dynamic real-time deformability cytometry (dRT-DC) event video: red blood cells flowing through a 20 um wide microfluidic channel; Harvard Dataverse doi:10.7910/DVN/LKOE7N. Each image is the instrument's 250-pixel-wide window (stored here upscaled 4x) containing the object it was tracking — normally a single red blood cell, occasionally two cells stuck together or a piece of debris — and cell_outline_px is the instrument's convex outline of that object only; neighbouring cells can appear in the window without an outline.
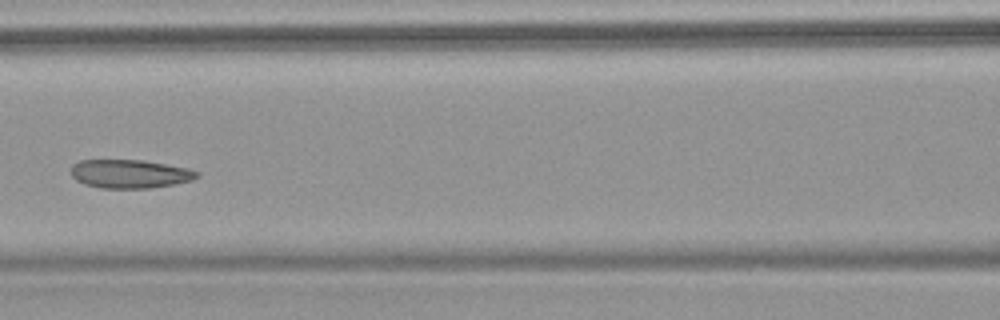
{"species": "common noctule bat (a hibernating species)", "species_latin": "Nyctalus noctula", "temperature_condition": "warm", "stored_images_in_passage": 6, "camera_frame_rate_fps": 3000, "um_per_image_px": 0.085, "animal": {"sex": "female", "body_mass_g": 18.4}, "frame": {"image": 1, "passage_image": 6, "time_ms": 6.667, "image_size_px": [1000, 320], "cell_outline_px": [[200, 176], [192, 180], [172, 184], [148, 188], [100, 188], [84, 184], [76, 180], [72, 176], [72, 164], [80, 160], [144, 160], [188, 168], [200, 172]], "centroid_in_image_um": [11.04, 14.77], "position_along_channel_um": 155.6, "area_um2": 20.98}}